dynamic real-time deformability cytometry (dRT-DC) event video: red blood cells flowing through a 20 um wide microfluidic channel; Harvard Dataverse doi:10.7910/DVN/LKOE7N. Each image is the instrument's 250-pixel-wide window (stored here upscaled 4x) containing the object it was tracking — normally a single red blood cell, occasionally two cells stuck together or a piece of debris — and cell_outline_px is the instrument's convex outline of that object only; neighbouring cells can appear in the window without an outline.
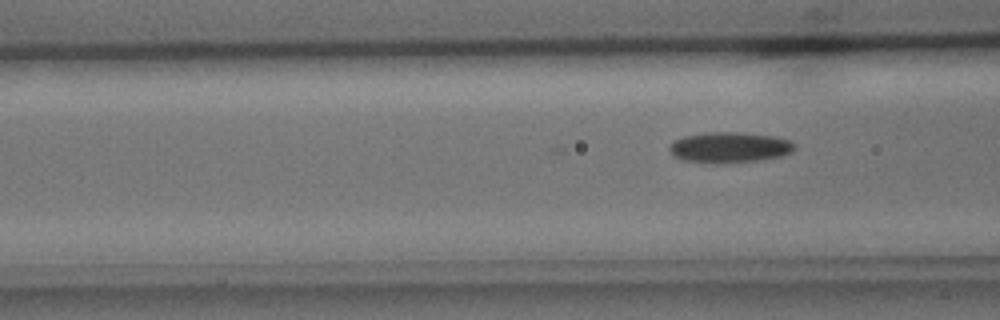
{"species": "common noctule bat (a hibernating species)", "species_latin": "Nyctalus noctula", "temperature_condition": "cold", "stored_images_in_passage": 13, "camera_frame_rate_fps": 3000, "um_per_image_px": 0.085, "animal": {"sex": "male", "body_mass_g": 15.6}, "frame": {"image": 1, "passage_image": 13, "time_ms": 4.0, "image_size_px": [1000, 320], "cell_outline_px": [[796, 148], [792, 152], [780, 156], [760, 160], [680, 160], [672, 156], [668, 148], [676, 140], [684, 136], [708, 132], [732, 132], [772, 136], [792, 140], [796, 144]], "centroid_in_image_um": [62.06, 12.48], "position_along_channel_um": 104.5, "area_um2": 21.33}}